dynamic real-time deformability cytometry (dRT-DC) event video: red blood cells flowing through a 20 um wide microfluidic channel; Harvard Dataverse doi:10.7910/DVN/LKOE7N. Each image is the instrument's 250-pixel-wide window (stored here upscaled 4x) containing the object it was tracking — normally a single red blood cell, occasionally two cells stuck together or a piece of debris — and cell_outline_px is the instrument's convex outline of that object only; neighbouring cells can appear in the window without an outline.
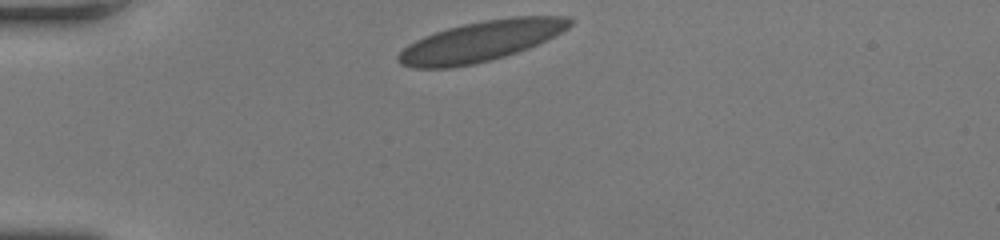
{"species": "human", "species_latin": "Homo sapiens", "temperature_condition": "room temperature", "stored_images_in_passage": 31, "camera_frame_rate_fps": 3000, "um_per_image_px": 0.085, "donor": {"sex": "female"}, "frame": {"image": 1, "passage_image": 1, "time_ms": 0.0, "image_size_px": [1000, 240], "cell_outline_px": [[572, 24], [568, 28], [528, 48], [504, 56], [476, 64], [452, 68], [412, 68], [400, 64], [396, 60], [396, 56], [408, 44], [424, 36], [448, 28], [464, 24], [484, 20], [512, 16], [568, 16], [572, 20]], "centroid_in_image_um": [40.83, 3.51], "position_along_channel_um": 44.2, "area_um2": 40.17}}
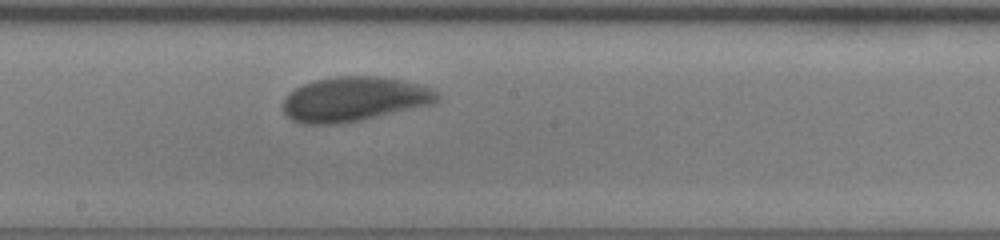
{"frame": {"image": 2, "passage_image": 17, "time_ms": 5.333, "image_size_px": [1000, 240], "cell_outline_px": [[440, 100], [436, 104], [360, 120], [332, 124], [304, 124], [292, 120], [284, 112], [284, 100], [296, 88], [304, 84], [316, 80], [336, 76], [380, 76], [400, 80], [432, 88], [440, 96]], "centroid_in_image_um": [30.16, 8.43], "position_along_channel_um": 218.0, "area_um2": 39.82}}
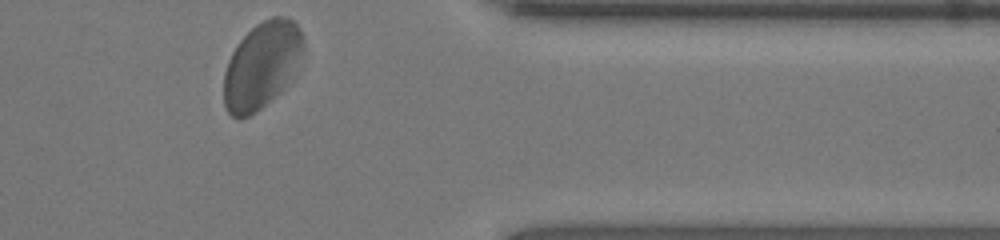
{"frame": {"image": 3, "passage_image": 31, "time_ms": 10.0, "image_size_px": [1000, 240], "cell_outline_px": [[304, 48], [292, 76], [280, 92], [256, 112], [248, 116], [232, 116], [228, 112], [224, 104], [224, 72], [228, 60], [236, 44], [256, 24], [272, 16], [284, 16], [292, 20], [300, 28], [304, 40]], "centroid_in_image_um": [22.24, 5.52], "position_along_channel_um": 389.2, "area_um2": 39.82}, "authors_computed_cell_mechanics": {"area_um2": 39.7086, "velocity_mm_per_s": 3.9265, "shape_relaxation_time_tau1_ms": 2.502, "shape_relaxation_time_tau2_ms": null, "deformation_change_tau1": 0.1074, "deformation_change_tau2": null}}